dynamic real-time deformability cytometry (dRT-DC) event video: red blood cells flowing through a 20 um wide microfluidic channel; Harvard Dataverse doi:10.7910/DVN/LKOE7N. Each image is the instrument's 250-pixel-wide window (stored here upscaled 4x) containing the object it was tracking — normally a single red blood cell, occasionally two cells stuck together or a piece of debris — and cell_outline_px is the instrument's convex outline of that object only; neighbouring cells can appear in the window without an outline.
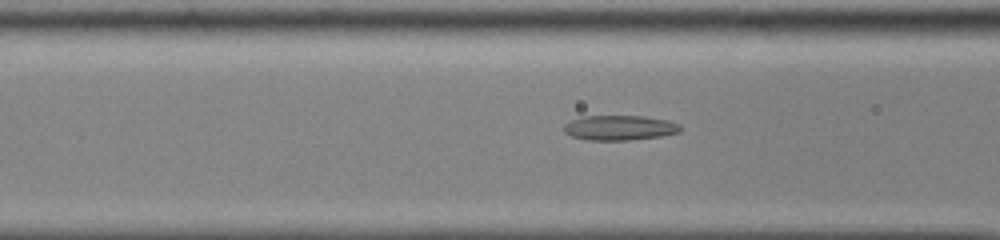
{"species": "common noctule bat (a hibernating species)", "species_latin": "Nyctalus noctula", "temperature_condition": "cold", "stored_images_in_passage": 35, "camera_frame_rate_fps": 3000, "um_per_image_px": 0.085, "animal": {"sex": "male", "body_mass_g": 13.0, "forearm_length_mm": 53.1}, "frame": {"image": 1, "passage_image": 4, "time_ms": 1.0, "image_size_px": [1000, 240], "cell_outline_px": [[684, 128], [680, 132], [660, 136], [628, 140], [588, 140], [572, 136], [564, 132], [564, 124], [580, 116], [644, 116], [668, 120], [680, 124]], "centroid_in_image_um": [52.69, 10.85], "position_along_channel_um": 113.9, "area_um2": 16.99}}
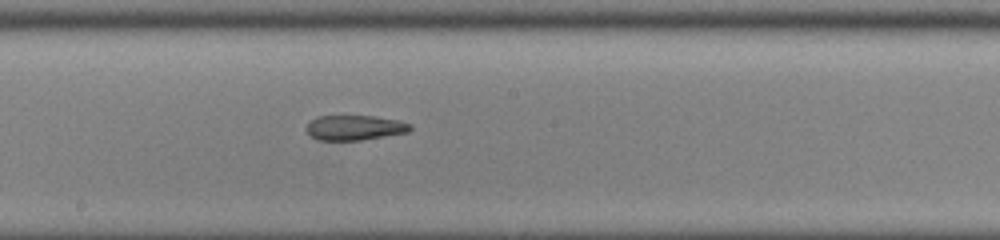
{"frame": {"image": 2, "passage_image": 12, "time_ms": 3.667, "image_size_px": [1000, 240], "cell_outline_px": [[412, 128], [408, 132], [360, 140], [316, 140], [308, 132], [308, 124], [316, 116], [372, 116], [400, 120], [412, 124]], "centroid_in_image_um": [30.19, 10.85], "position_along_channel_um": 218.0, "area_um2": 14.97}}
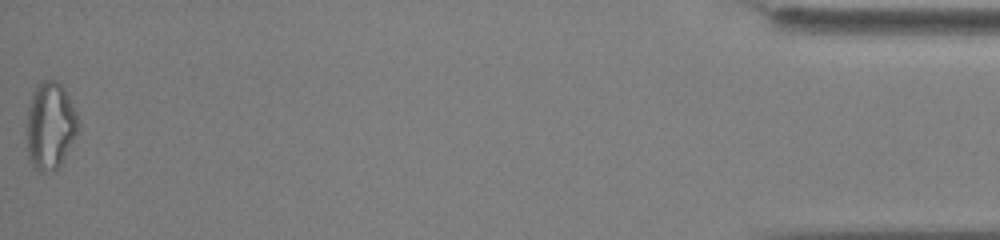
{"frame": {"image": 3, "passage_image": 35, "time_ms": 11.333, "image_size_px": [1000, 240], "cell_outline_px": [[80, 128], [76, 136], [60, 164], [52, 172], [40, 172], [32, 168], [28, 156], [24, 128], [28, 108], [32, 92], [36, 84], [44, 80], [56, 80], [64, 88], [80, 120]], "centroid_in_image_um": [4.23, 10.7], "position_along_channel_um": 431.0, "area_um2": 26.99}, "authors_computed_cell_mechanics": {"area_um2": 16.8776, "velocity_mm_per_s": 3.9076, "shape_relaxation_time_tau1_ms": null, "shape_relaxation_time_tau2_ms": 5.3648, "deformation_change_tau1": null, "deformation_change_tau2": 0.1612}}